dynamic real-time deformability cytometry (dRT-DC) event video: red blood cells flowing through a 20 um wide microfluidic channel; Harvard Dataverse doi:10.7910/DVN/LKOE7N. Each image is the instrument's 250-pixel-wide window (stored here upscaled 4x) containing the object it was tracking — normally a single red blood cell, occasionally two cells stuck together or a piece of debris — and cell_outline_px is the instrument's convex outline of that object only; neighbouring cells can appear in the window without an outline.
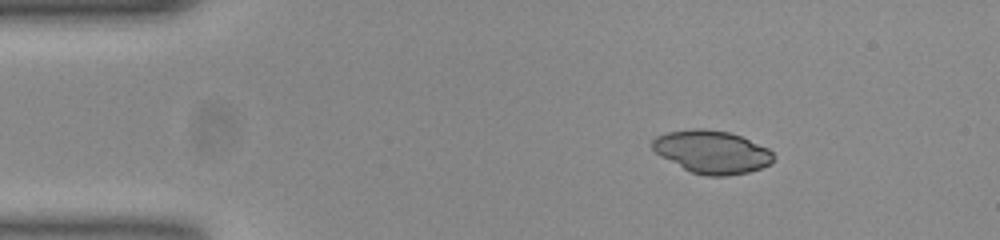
{"species": "common noctule bat (a hibernating species)", "species_latin": "Nyctalus noctula", "temperature_condition": "room temperature", "stored_images_in_passage": 40, "camera_frame_rate_fps": 3000, "um_per_image_px": 0.085, "animal": {"sex": "female", "body_mass_g": 23.0, "forearm_length_mm": 53.4}, "frame": {"image": 1, "passage_image": 7, "time_ms": 2.0, "image_size_px": [1000, 240], "cell_outline_px": [[776, 156], [768, 164], [760, 168], [748, 172], [728, 176], [708, 176], [692, 172], [684, 168], [656, 152], [652, 148], [652, 140], [656, 136], [668, 132], [692, 128], [704, 128], [728, 132], [740, 136], [768, 148]], "centroid_in_image_um": [60.52, 12.9], "position_along_channel_um": 24.5, "area_um2": 29.88}}